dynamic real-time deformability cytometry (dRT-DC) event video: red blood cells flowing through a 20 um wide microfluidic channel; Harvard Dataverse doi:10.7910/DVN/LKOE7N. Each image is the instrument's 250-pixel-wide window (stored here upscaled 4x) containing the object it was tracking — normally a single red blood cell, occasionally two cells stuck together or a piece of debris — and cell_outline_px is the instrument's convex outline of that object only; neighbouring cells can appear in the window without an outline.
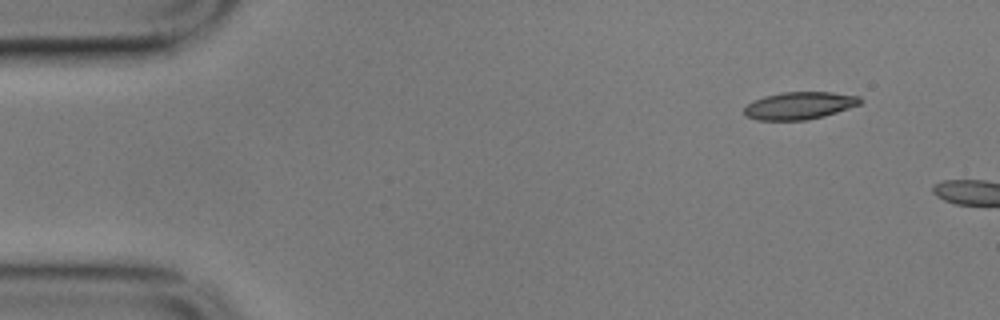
{"species": "common noctule bat (a hibernating species)", "species_latin": "Nyctalus noctula", "temperature_condition": "cold", "stored_images_in_passage": 4, "camera_frame_rate_fps": 3000, "um_per_image_px": 0.085, "animal": {"sex": "male", "body_mass_g": 17.9}, "frame": {"image": 1, "passage_image": 1, "time_ms": 0.0, "image_size_px": [1000, 320], "cell_outline_px": [[864, 100], [860, 104], [824, 116], [808, 120], [760, 120], [744, 116], [744, 108], [752, 100], [764, 96], [780, 92], [832, 92], [860, 96]], "centroid_in_image_um": [67.95, 8.97], "position_along_channel_um": 17.1, "area_um2": 18.67}}